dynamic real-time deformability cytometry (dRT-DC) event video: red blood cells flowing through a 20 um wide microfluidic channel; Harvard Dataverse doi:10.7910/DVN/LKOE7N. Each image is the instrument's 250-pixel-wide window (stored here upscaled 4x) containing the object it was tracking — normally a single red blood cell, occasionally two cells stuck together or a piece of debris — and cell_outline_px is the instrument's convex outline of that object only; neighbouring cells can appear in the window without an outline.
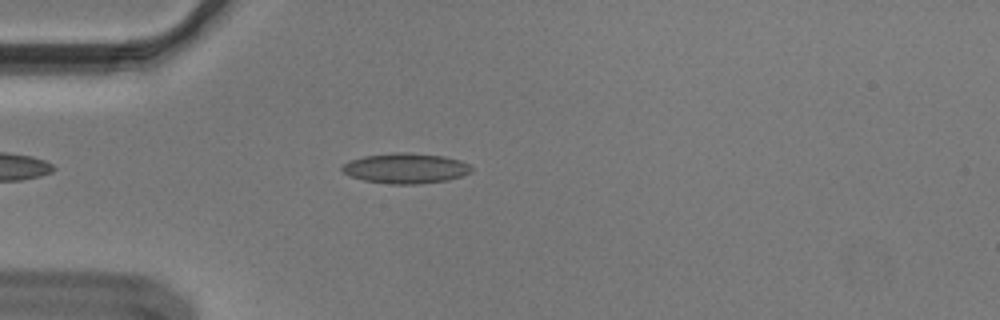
{"species": "Egyptian fruit bat (a non-hibernating species)", "species_latin": "Rousettus aegyptiacus", "temperature_condition": "cold", "stored_images_in_passage": 44, "camera_frame_rate_fps": 3000, "um_per_image_px": 0.085, "animal": {"sex": "male"}, "frame": {"image": 1, "passage_image": 7, "time_ms": 2.0, "image_size_px": [1000, 320], "cell_outline_px": [[472, 172], [460, 176], [444, 180], [416, 184], [388, 184], [364, 180], [352, 176], [344, 172], [340, 168], [344, 164], [352, 160], [364, 156], [396, 152], [408, 152], [444, 156], [460, 160], [468, 164], [472, 168]], "centroid_in_image_um": [34.49, 14.29], "position_along_channel_um": 50.5, "area_um2": 22.54}}
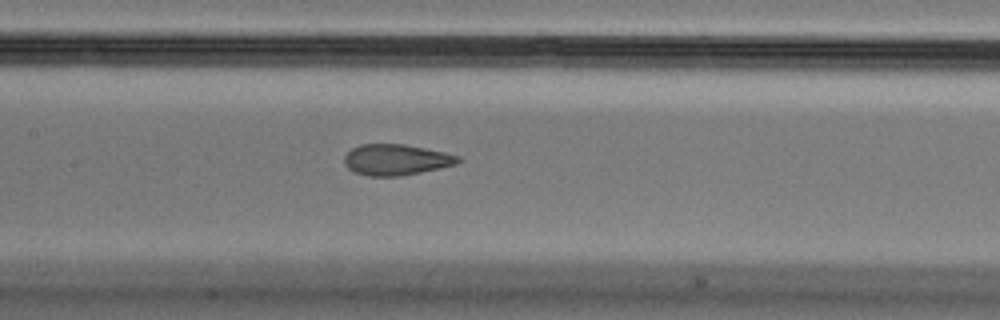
{"frame": {"image": 2, "passage_image": 18, "time_ms": 5.667, "image_size_px": [1000, 320], "cell_outline_px": [[464, 160], [456, 164], [440, 168], [400, 176], [368, 176], [352, 172], [344, 164], [344, 156], [352, 148], [360, 144], [404, 144], [444, 152], [460, 156]], "centroid_in_image_um": [33.66, 13.58], "position_along_channel_um": 173.7, "area_um2": 20.63}}
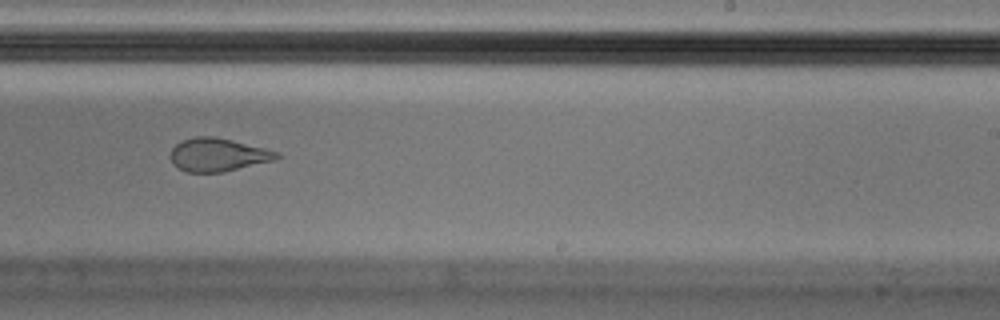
{"frame": {"image": 3, "passage_image": 26, "time_ms": 8.333, "image_size_px": [1000, 320], "cell_outline_px": [[280, 156], [276, 160], [224, 172], [188, 172], [172, 164], [168, 156], [172, 148], [176, 144], [184, 140], [196, 136], [216, 136], [280, 152]], "centroid_in_image_um": [18.52, 13.16], "position_along_channel_um": 270.5, "area_um2": 20.69}, "authors_computed_cell_mechanics": {"area_um2": 21.8195, "velocity_mm_per_s": 3.6444, "shape_relaxation_time_tau1_ms": null, "shape_relaxation_time_tau2_ms": 1.1839, "deformation_change_tau1": null, "deformation_change_tau2": 0.0874}}